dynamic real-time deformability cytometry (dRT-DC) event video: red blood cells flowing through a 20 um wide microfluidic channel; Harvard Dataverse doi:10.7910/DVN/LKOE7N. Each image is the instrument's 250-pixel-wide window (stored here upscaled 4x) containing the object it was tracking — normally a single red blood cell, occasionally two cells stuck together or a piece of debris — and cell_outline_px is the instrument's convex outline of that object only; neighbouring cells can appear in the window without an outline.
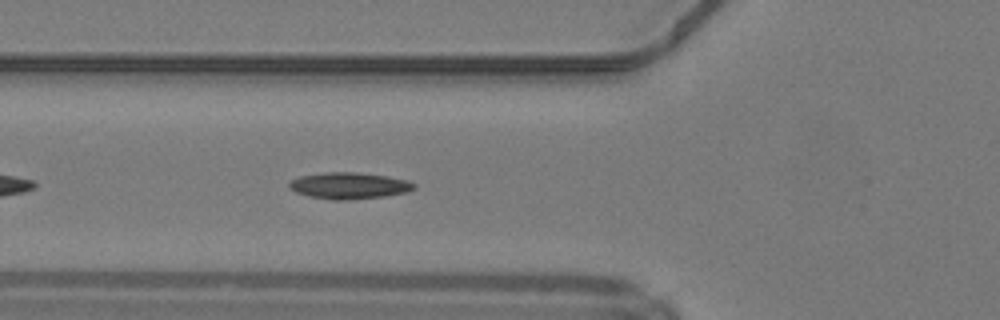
{"species": "common noctule bat (a hibernating species)", "species_latin": "Nyctalus noctula", "temperature_condition": "warm", "stored_images_in_passage": 34, "camera_frame_rate_fps": 3000, "um_per_image_px": 0.085, "animal": {"sex": "male", "body_mass_g": 19.2, "forearm_length_mm": 51.8}, "frame": {"image": 1, "passage_image": 6, "time_ms": 1.667, "image_size_px": [1000, 320], "cell_outline_px": [[416, 188], [404, 192], [384, 196], [348, 200], [332, 200], [308, 196], [296, 192], [288, 188], [288, 180], [300, 176], [324, 172], [356, 172], [388, 176], [408, 180], [416, 184]], "centroid_in_image_um": [29.63, 15.77], "position_along_channel_um": 96.2, "area_um2": 19.42}}
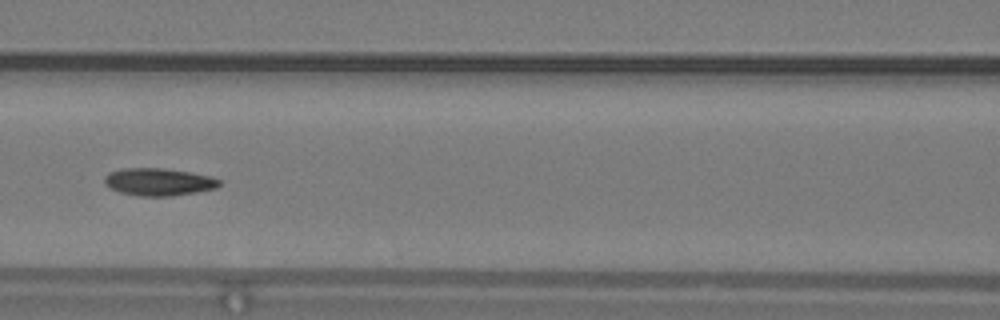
{"frame": {"image": 2, "passage_image": 10, "time_ms": 3.0, "image_size_px": [1000, 320], "cell_outline_px": [[220, 184], [216, 188], [196, 192], [172, 196], [140, 196], [120, 192], [104, 184], [104, 176], [112, 172], [124, 168], [160, 168], [188, 172], [212, 176], [220, 180]], "centroid_in_image_um": [13.5, 15.46], "position_along_channel_um": 153.1, "area_um2": 18.21}}